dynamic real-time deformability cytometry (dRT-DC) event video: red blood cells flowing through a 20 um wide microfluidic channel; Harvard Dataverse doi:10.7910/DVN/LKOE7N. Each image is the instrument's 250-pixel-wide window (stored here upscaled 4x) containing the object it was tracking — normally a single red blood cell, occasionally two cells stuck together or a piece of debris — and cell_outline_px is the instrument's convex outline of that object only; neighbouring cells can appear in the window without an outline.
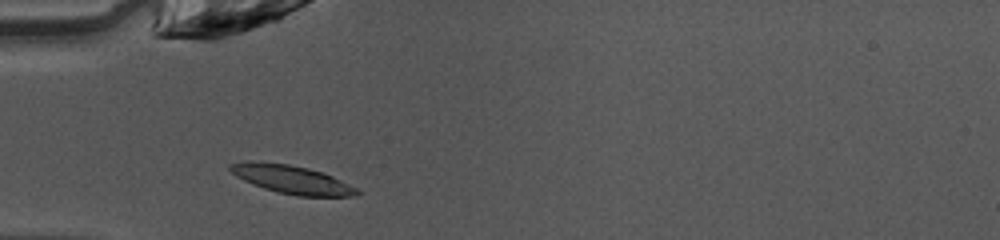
{"species": "common noctule bat (a hibernating species)", "species_latin": "Nyctalus noctula", "temperature_condition": "warm", "stored_images_in_passage": 35, "camera_frame_rate_fps": 3000, "um_per_image_px": 0.085, "animal": {"sex": "female", "body_mass_g": 10.0, "forearm_length_mm": 53.1}, "frame": {"image": 1, "passage_image": 1, "time_ms": 0.0, "image_size_px": [1000, 240], "cell_outline_px": [[360, 196], [296, 196], [276, 192], [252, 184], [236, 176], [228, 168], [228, 164], [248, 160], [288, 164], [308, 168], [324, 172], [360, 188]], "centroid_in_image_um": [24.84, 15.25], "position_along_channel_um": 60.2, "area_um2": 21.33}}
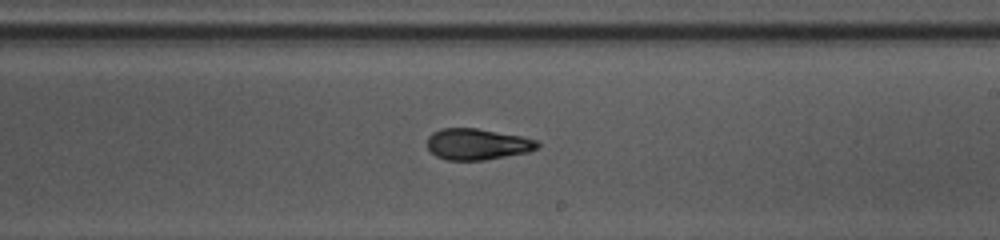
{"frame": {"image": 2, "passage_image": 15, "time_ms": 4.667, "image_size_px": [1000, 240], "cell_outline_px": [[540, 148], [528, 152], [484, 160], [448, 160], [436, 156], [428, 148], [428, 136], [432, 132], [440, 128], [476, 128], [520, 136], [540, 140]], "centroid_in_image_um": [40.6, 12.25], "position_along_channel_um": 248.4, "area_um2": 20.11}}
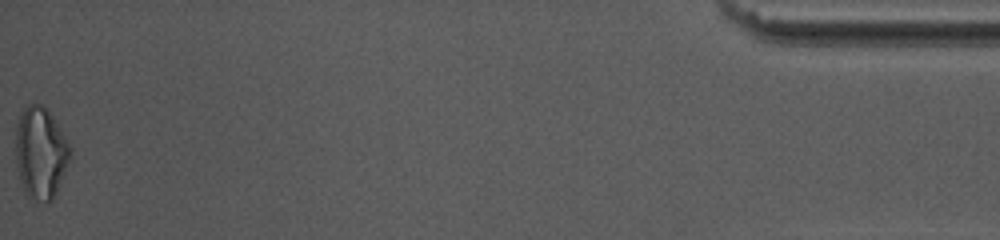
{"frame": {"image": 3, "passage_image": 35, "time_ms": 11.333, "image_size_px": [1000, 240], "cell_outline_px": [[72, 156], [56, 192], [52, 200], [48, 204], [36, 200], [28, 196], [20, 180], [16, 164], [16, 128], [20, 116], [24, 108], [28, 104], [44, 104], [52, 116], [72, 148]], "centroid_in_image_um": [3.47, 12.99], "position_along_channel_um": 431.7, "area_um2": 29.13}, "authors_computed_cell_mechanics": {"area_um2": 20.6924, "velocity_mm_per_s": 4.0964, "shape_relaxation_time_tau1_ms": 3.2367, "shape_relaxation_time_tau2_ms": 2.4225, "deformation_change_tau1": 0.1536, "deformation_change_tau2": 0.1152}}